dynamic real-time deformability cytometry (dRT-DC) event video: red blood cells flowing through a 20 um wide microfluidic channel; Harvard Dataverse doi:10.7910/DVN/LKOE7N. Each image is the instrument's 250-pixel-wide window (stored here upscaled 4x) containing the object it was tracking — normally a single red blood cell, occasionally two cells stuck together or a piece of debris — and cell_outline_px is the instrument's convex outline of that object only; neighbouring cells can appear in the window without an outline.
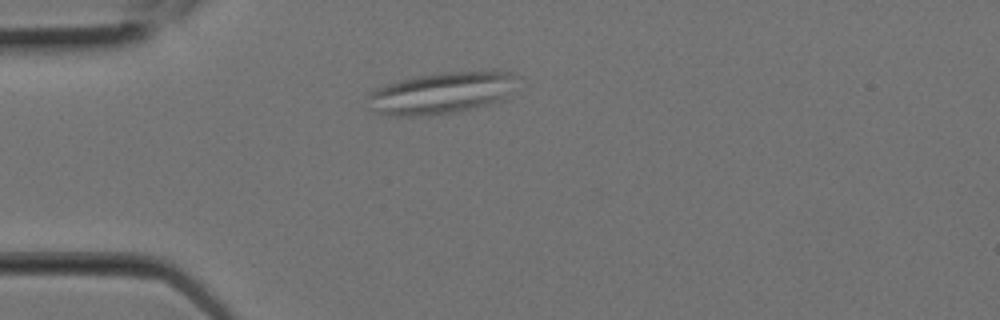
{"species": "Egyptian fruit bat (a non-hibernating species)", "species_latin": "Rousettus aegyptiacus", "temperature_condition": "room temperature", "stored_images_in_passage": 2, "camera_frame_rate_fps": 3000, "um_per_image_px": 0.085, "animal": {"sex": "female"}, "frame": {"image": 1, "passage_image": 2, "time_ms": 0.333, "image_size_px": [1000, 320], "cell_outline_px": [[512, 76], [504, 96], [500, 100], [476, 108], [452, 112], [424, 116], [388, 116], [380, 112], [376, 108], [368, 96], [368, 92], [388, 84], [400, 80], [420, 76], [444, 72], [512, 72]], "centroid_in_image_um": [37.42, 7.93], "position_along_channel_um": 47.6, "area_um2": 34.51}}